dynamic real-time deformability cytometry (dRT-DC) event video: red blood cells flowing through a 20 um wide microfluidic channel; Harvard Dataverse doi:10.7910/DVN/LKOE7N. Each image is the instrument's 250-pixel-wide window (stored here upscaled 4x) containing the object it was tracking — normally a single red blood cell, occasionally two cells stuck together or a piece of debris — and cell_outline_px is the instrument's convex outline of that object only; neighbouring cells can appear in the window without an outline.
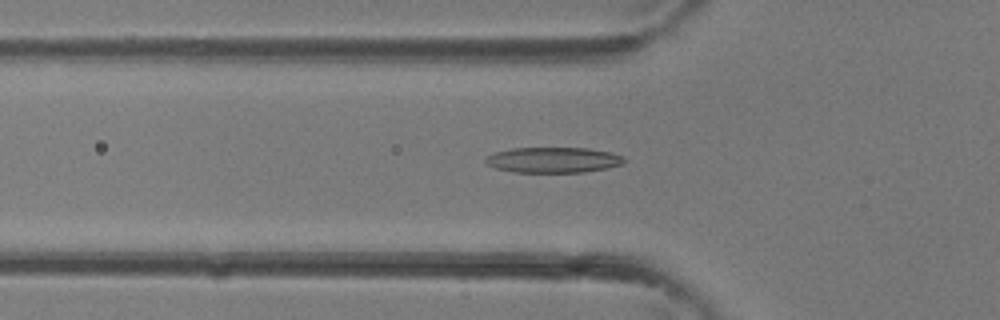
{"species": "common noctule bat (a hibernating species)", "species_latin": "Nyctalus noctula", "temperature_condition": "room temperature", "stored_images_in_passage": 34, "camera_frame_rate_fps": 3000, "um_per_image_px": 0.085, "animal": {"sex": "female"}, "frame": {"image": 1, "passage_image": 10, "time_ms": 3.0, "image_size_px": [1000, 320], "cell_outline_px": [[628, 160], [624, 164], [608, 168], [584, 172], [512, 172], [496, 168], [488, 164], [484, 160], [484, 156], [496, 152], [512, 148], [588, 148], [612, 152], [624, 156]], "centroid_in_image_um": [47.08, 13.59], "position_along_channel_um": 78.7, "area_um2": 20.87}}
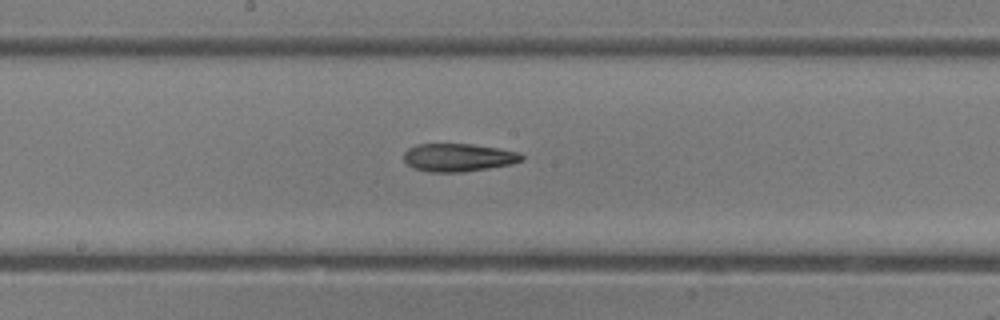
{"frame": {"image": 2, "passage_image": 17, "time_ms": 5.333, "image_size_px": [1000, 320], "cell_outline_px": [[524, 160], [512, 164], [464, 172], [428, 172], [412, 168], [404, 160], [404, 152], [408, 148], [416, 144], [472, 144], [500, 148], [520, 152], [524, 156]], "centroid_in_image_um": [38.97, 13.38], "position_along_channel_um": 209.2, "area_um2": 19.48}}
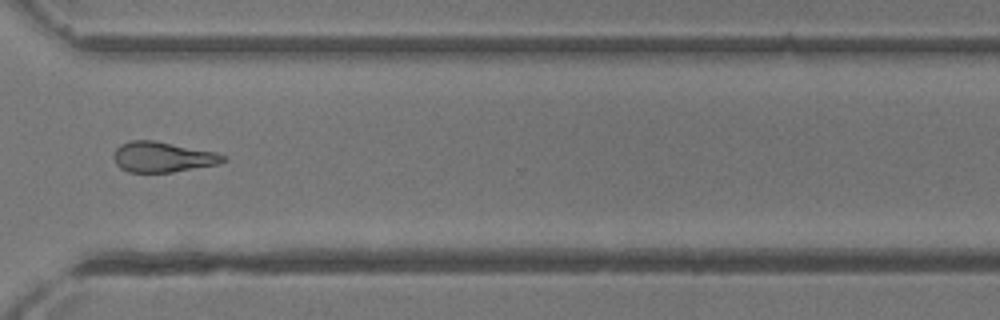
{"frame": {"image": 3, "passage_image": 25, "time_ms": 8.0, "image_size_px": [1000, 320], "cell_outline_px": [[228, 160], [220, 164], [172, 172], [128, 172], [120, 168], [116, 164], [112, 156], [116, 148], [120, 144], [132, 140], [152, 140], [216, 152], [224, 156]], "centroid_in_image_um": [13.81, 13.35], "position_along_channel_um": 356.8, "area_um2": 19.42}}